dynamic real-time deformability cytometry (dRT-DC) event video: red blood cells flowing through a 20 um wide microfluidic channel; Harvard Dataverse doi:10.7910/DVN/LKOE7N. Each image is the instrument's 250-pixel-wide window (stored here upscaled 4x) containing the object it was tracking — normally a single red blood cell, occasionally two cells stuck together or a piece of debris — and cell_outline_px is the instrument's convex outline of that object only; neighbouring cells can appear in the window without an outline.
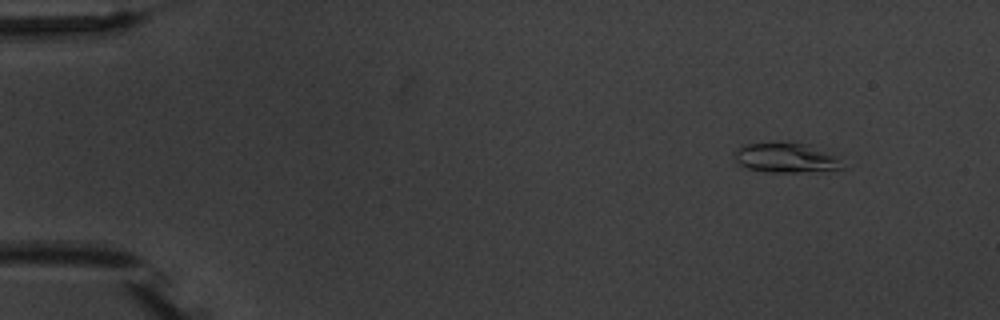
{"species": "common noctule bat (a hibernating species)", "species_latin": "Nyctalus noctula", "temperature_condition": "warm", "stored_images_in_passage": 4, "camera_frame_rate_fps": 3000, "um_per_image_px": 0.085, "animal": {"sex": "male", "body_mass_g": 20.1, "forearm_length_mm": 53.5}, "frame": {"image": 1, "passage_image": 1, "time_ms": 0.0, "image_size_px": [1000, 320], "cell_outline_px": [[844, 168], [796, 172], [772, 172], [748, 168], [740, 164], [736, 160], [736, 152], [744, 144], [788, 140], [792, 140], [808, 144], [836, 156]], "centroid_in_image_um": [66.8, 13.36], "position_along_channel_um": 18.2, "area_um2": 18.67}}
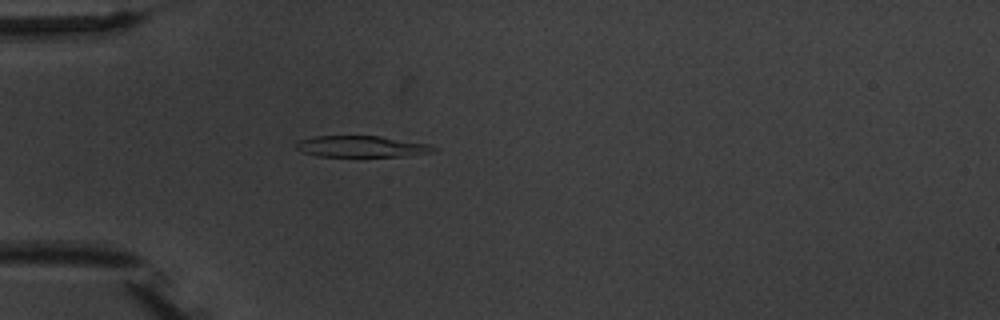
{"frame": {"image": 2, "passage_image": 4, "time_ms": 3.667, "image_size_px": [1000, 320], "cell_outline_px": [[440, 148], [432, 152], [404, 156], [316, 156], [300, 152], [292, 144], [296, 140], [316, 136], [380, 136], [428, 144]], "centroid_in_image_um": [30.65, 12.45], "position_along_channel_um": 54.3, "area_um2": 17.22}}